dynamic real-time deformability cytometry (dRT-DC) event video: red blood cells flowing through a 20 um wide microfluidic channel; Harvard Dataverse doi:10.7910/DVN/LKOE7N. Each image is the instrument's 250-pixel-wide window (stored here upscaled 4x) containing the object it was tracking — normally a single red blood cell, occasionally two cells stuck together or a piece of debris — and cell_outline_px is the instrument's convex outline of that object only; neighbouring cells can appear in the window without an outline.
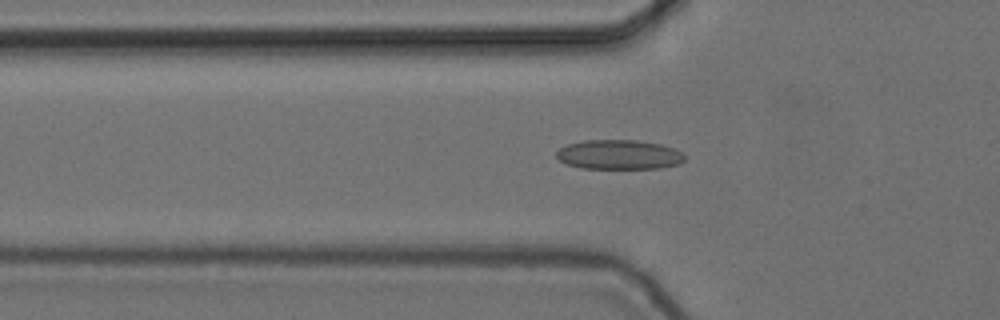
{"species": "common noctule bat (a hibernating species)", "species_latin": "Nyctalus noctula", "temperature_condition": "cold", "stored_images_in_passage": 42, "camera_frame_rate_fps": 3000, "um_per_image_px": 0.085, "animal": {"sex": "female", "body_mass_g": 24.6, "forearm_length_mm": 56.2}, "frame": {"image": 1, "passage_image": 18, "time_ms": 5.667, "image_size_px": [1000, 320], "cell_outline_px": [[684, 160], [680, 164], [660, 168], [580, 168], [568, 164], [560, 160], [556, 156], [556, 152], [560, 148], [568, 144], [584, 140], [636, 140], [660, 144], [676, 148], [684, 152]], "centroid_in_image_um": [52.65, 13.14], "position_along_channel_um": 73.1, "area_um2": 22.14}}
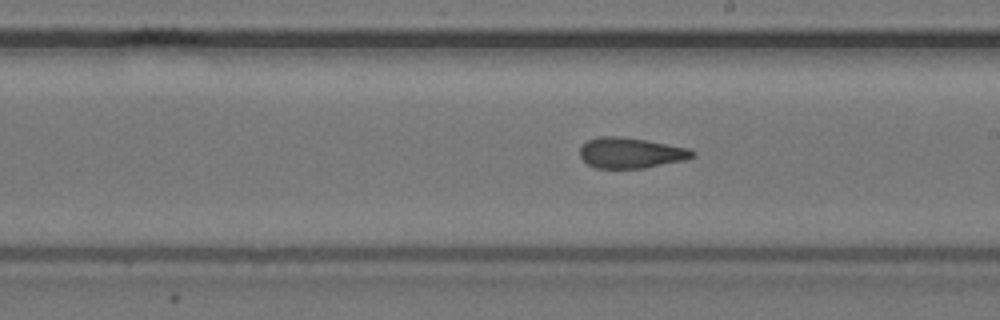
{"frame": {"image": 2, "passage_image": 31, "time_ms": 10.0, "image_size_px": [1000, 320], "cell_outline_px": [[696, 156], [684, 160], [644, 168], [596, 168], [588, 164], [580, 156], [580, 148], [588, 140], [600, 136], [620, 136], [644, 140], [688, 148], [696, 152]], "centroid_in_image_um": [53.62, 13.0], "position_along_channel_um": 235.4, "area_um2": 19.88}}
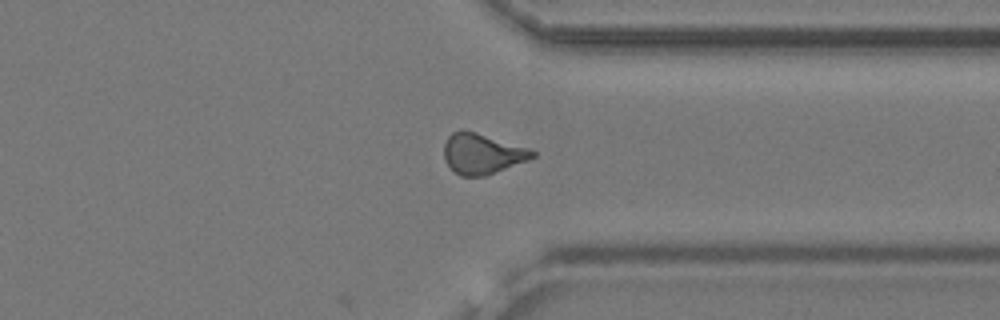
{"frame": {"image": 3, "passage_image": 42, "time_ms": 13.667, "image_size_px": [1000, 320], "cell_outline_px": [[536, 156], [528, 160], [484, 176], [460, 176], [444, 160], [444, 144], [448, 136], [452, 132], [476, 132], [528, 148], [536, 152]], "centroid_in_image_um": [40.99, 13.08], "position_along_channel_um": 370.4, "area_um2": 20.4}, "authors_computed_cell_mechanics": {"area_um2": 20.8947, "velocity_mm_per_s": 3.7174, "shape_relaxation_time_tau1_ms": null, "shape_relaxation_time_tau2_ms": 3.1923, "deformation_change_tau1": null, "deformation_change_tau2": 0.0969}}